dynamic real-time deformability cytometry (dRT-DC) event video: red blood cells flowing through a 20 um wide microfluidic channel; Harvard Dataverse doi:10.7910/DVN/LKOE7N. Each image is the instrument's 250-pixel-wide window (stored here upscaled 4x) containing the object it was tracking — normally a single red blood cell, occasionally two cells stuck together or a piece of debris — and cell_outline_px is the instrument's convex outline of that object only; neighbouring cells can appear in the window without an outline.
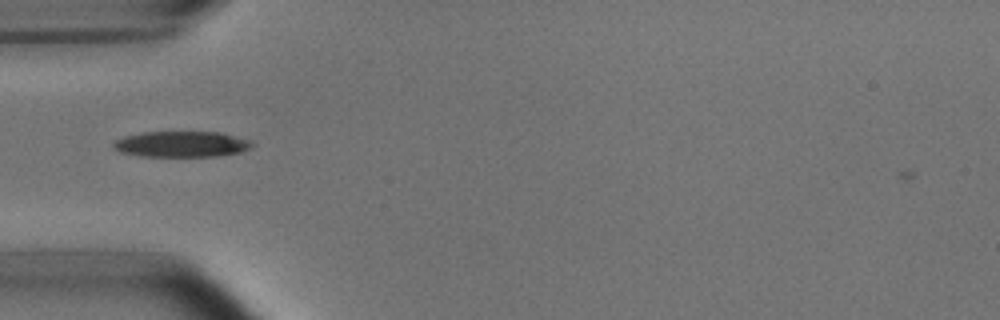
{"species": "common noctule bat (a hibernating species)", "species_latin": "Nyctalus noctula", "temperature_condition": "room temperature", "stored_images_in_passage": 38, "camera_frame_rate_fps": 3000, "um_per_image_px": 0.085, "animal": {"sex": "male", "body_mass_g": 15.6}, "frame": {"image": 1, "passage_image": 2, "time_ms": 0.333, "image_size_px": [1000, 320], "cell_outline_px": [[256, 144], [252, 148], [240, 152], [216, 156], [140, 156], [120, 152], [112, 148], [112, 144], [116, 140], [124, 136], [144, 132], [220, 132], [252, 140]], "centroid_in_image_um": [15.46, 12.25], "position_along_channel_um": 69.5, "area_um2": 21.04}}
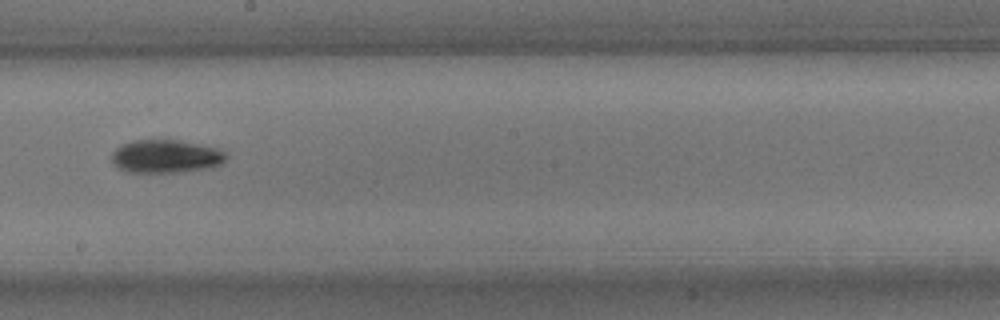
{"frame": {"image": 2, "passage_image": 15, "time_ms": 4.667, "image_size_px": [1000, 320], "cell_outline_px": [[228, 156], [224, 164], [212, 168], [180, 172], [128, 172], [120, 168], [112, 160], [112, 152], [120, 144], [132, 140], [180, 140], [216, 148], [224, 152]], "centroid_in_image_um": [14.14, 13.29], "position_along_channel_um": 234.1, "area_um2": 22.25}}
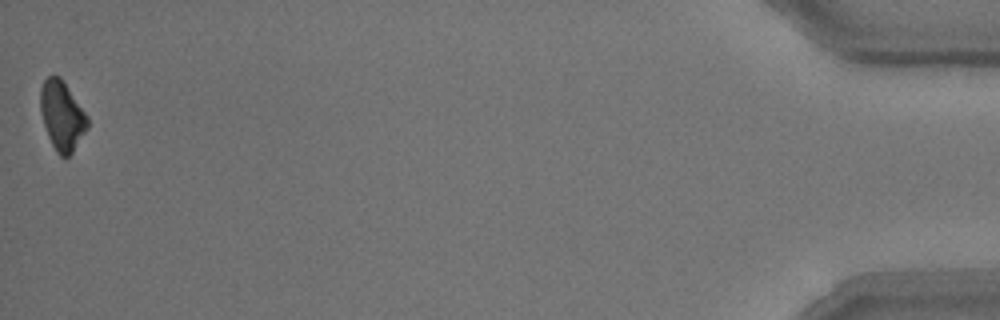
{"frame": {"image": 3, "passage_image": 38, "time_ms": 12.333, "image_size_px": [1000, 320], "cell_outline_px": [[88, 128], [72, 152], [68, 156], [60, 156], [56, 152], [48, 136], [40, 112], [40, 88], [44, 80], [48, 76], [60, 76], [88, 116]], "centroid_in_image_um": [5.26, 9.82], "position_along_channel_um": 429.9, "area_um2": 18.9}, "authors_computed_cell_mechanics": {"area_um2": 20.7791, "velocity_mm_per_s": 3.7696, "shape_relaxation_time_tau1_ms": 2.6998, "shape_relaxation_time_tau2_ms": null, "deformation_change_tau1": 0.1179, "deformation_change_tau2": null}}